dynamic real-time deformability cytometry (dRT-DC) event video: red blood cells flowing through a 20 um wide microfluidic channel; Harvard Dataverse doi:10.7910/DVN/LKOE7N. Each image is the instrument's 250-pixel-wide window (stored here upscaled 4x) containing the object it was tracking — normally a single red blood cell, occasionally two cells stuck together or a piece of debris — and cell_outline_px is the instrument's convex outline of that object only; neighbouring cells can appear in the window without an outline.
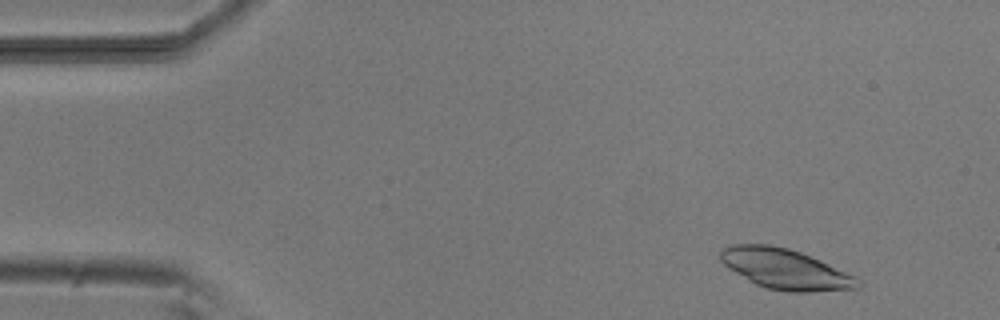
{"species": "common noctule bat (a hibernating species)", "species_latin": "Nyctalus noctula", "temperature_condition": "room temperature", "stored_images_in_passage": 4, "camera_frame_rate_fps": 3000, "um_per_image_px": 0.085, "animal": {"sex": "male", "body_mass_g": 20.5, "forearm_length_mm": 52.5}, "frame": {"image": 1, "passage_image": 2, "time_ms": 1.0, "image_size_px": [1000, 320], "cell_outline_px": [[860, 288], [808, 292], [788, 292], [768, 288], [756, 284], [748, 280], [728, 268], [720, 260], [720, 252], [724, 248], [732, 244], [768, 244], [788, 248], [800, 252], [820, 260], [856, 276], [860, 280]], "centroid_in_image_um": [66.76, 22.87], "position_along_channel_um": 18.2, "area_um2": 32.14}}